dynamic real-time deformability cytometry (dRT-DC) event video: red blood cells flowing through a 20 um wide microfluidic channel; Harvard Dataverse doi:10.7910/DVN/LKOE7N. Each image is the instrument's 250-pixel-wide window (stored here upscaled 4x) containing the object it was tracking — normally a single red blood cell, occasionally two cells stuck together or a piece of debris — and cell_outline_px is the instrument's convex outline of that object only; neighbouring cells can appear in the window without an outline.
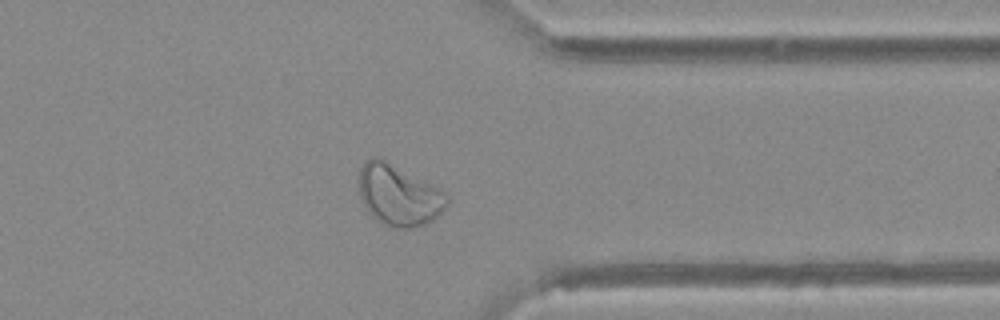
{"species": "Egyptian fruit bat (a non-hibernating species)", "species_latin": "Rousettus aegyptiacus", "temperature_condition": "warm", "stored_images_in_passage": 46, "camera_frame_rate_fps": 3000, "um_per_image_px": 0.085, "animal": {"sex": "female"}, "frame": {"image": 1, "passage_image": 36, "time_ms": 11.667, "image_size_px": [1000, 320], "cell_outline_px": [[448, 204], [432, 220], [424, 224], [412, 228], [388, 228], [372, 216], [368, 212], [360, 196], [360, 168], [372, 156], [380, 156], [440, 188], [448, 196]], "centroid_in_image_um": [33.89, 16.58], "position_along_channel_um": 377.5, "area_um2": 31.39}}
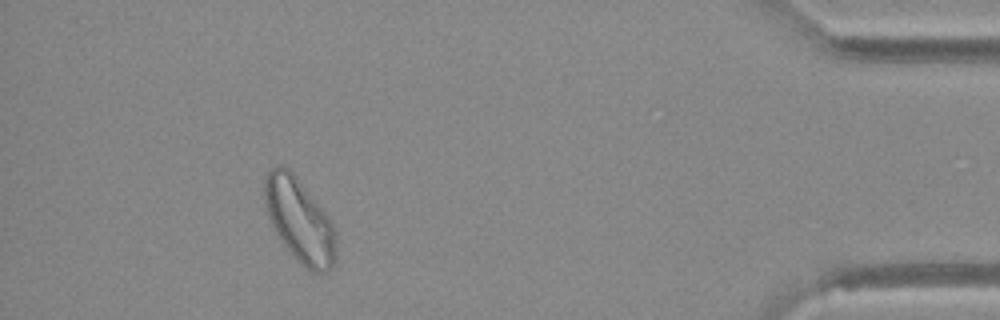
{"frame": {"image": 2, "passage_image": 42, "time_ms": 13.667, "image_size_px": [1000, 320], "cell_outline_px": [[336, 256], [332, 268], [328, 272], [308, 272], [292, 256], [280, 240], [268, 216], [264, 204], [264, 180], [268, 172], [272, 168], [288, 168], [296, 176], [332, 220], [336, 244]], "centroid_in_image_um": [25.47, 18.79], "position_along_channel_um": 409.7, "area_um2": 34.97}}